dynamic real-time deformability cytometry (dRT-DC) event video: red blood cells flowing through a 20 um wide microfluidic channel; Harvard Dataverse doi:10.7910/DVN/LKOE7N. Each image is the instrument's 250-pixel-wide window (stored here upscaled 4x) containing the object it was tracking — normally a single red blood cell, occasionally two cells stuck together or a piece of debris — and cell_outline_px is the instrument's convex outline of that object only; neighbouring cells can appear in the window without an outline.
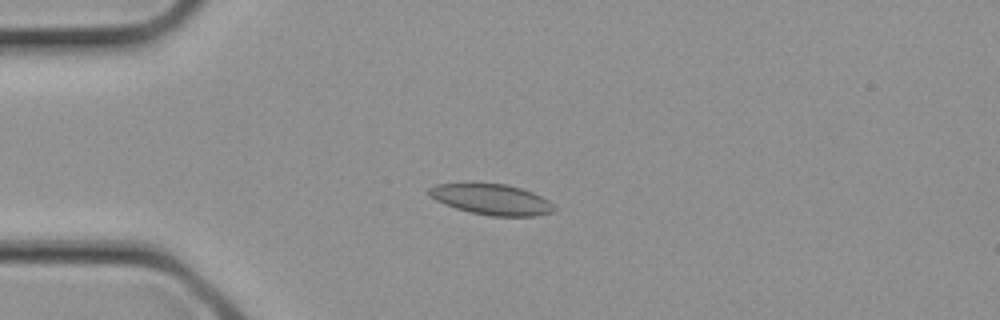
{"species": "common noctule bat (a hibernating species)", "species_latin": "Nyctalus noctula", "temperature_condition": "cold", "stored_images_in_passage": 12, "camera_frame_rate_fps": 3000, "um_per_image_px": 0.085, "animal": {"sex": "female", "body_mass_g": 21.9}, "frame": {"image": 1, "passage_image": 7, "time_ms": 2.0, "image_size_px": [1000, 320], "cell_outline_px": [[556, 208], [552, 212], [536, 216], [492, 216], [468, 212], [444, 204], [428, 196], [428, 188], [436, 184], [508, 184], [532, 192], [548, 200]], "centroid_in_image_um": [41.77, 16.96], "position_along_channel_um": 43.2, "area_um2": 22.25}}
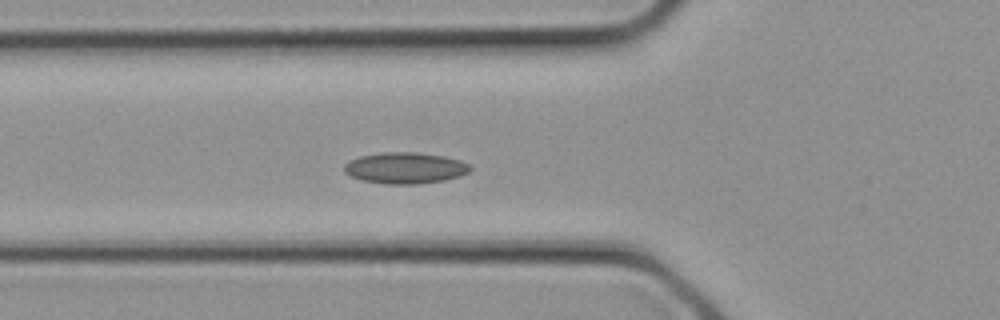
{"frame": {"image": 2, "passage_image": 10, "time_ms": 3.0, "image_size_px": [1000, 320], "cell_outline_px": [[472, 168], [468, 172], [460, 176], [444, 180], [420, 184], [384, 184], [364, 180], [352, 176], [344, 172], [344, 164], [348, 160], [360, 156], [380, 152], [416, 152], [444, 156], [460, 160], [468, 164]], "centroid_in_image_um": [34.43, 14.27], "position_along_channel_um": 91.4, "area_um2": 23.0}}
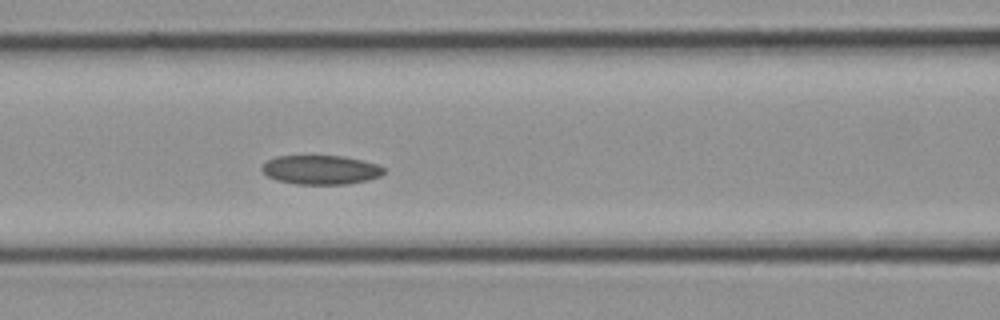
{"frame": {"image": 3, "passage_image": 12, "time_ms": 3.667, "image_size_px": [1000, 320], "cell_outline_px": [[384, 172], [380, 176], [368, 180], [344, 184], [296, 184], [276, 180], [268, 176], [260, 168], [268, 160], [276, 156], [344, 156], [364, 160], [376, 164], [384, 168]], "centroid_in_image_um": [27.27, 14.43], "position_along_channel_um": 139.3, "area_um2": 20.63}}